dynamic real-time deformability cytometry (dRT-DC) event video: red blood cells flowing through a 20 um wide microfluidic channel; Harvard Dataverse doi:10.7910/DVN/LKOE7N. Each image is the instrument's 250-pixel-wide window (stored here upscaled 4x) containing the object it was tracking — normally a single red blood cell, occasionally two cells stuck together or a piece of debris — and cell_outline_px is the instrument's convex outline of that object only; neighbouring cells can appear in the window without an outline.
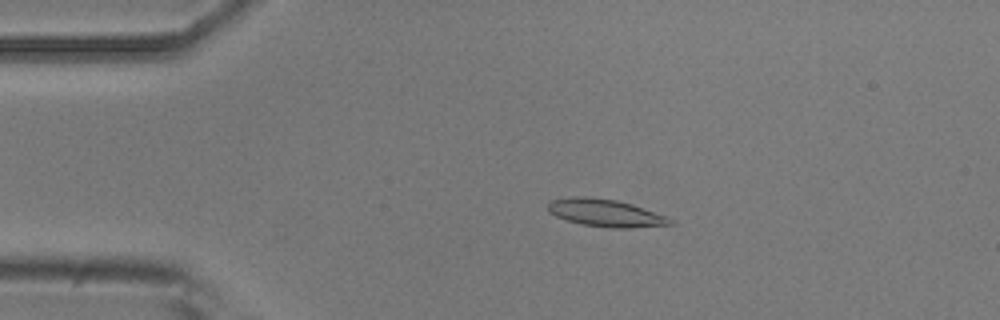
{"species": "common noctule bat (a hibernating species)", "species_latin": "Nyctalus noctula", "temperature_condition": "room temperature", "stored_images_in_passage": 53, "camera_frame_rate_fps": 3000, "um_per_image_px": 0.085, "animal": {"sex": "male", "body_mass_g": 20.5, "forearm_length_mm": 52.5}, "frame": {"image": 1, "passage_image": 10, "time_ms": 3.0, "image_size_px": [1000, 320], "cell_outline_px": [[676, 224], [632, 228], [612, 228], [580, 224], [556, 216], [548, 212], [548, 200], [572, 196], [588, 196], [616, 200], [632, 204], [668, 216], [676, 220]], "centroid_in_image_um": [51.51, 18.1], "position_along_channel_um": 33.5, "area_um2": 19.94}}
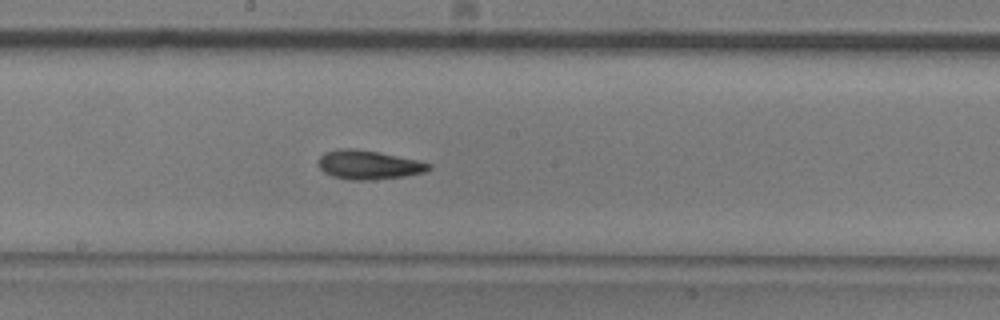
{"frame": {"image": 2, "passage_image": 28, "time_ms": 9.0, "image_size_px": [1000, 320], "cell_outline_px": [[432, 168], [424, 172], [404, 176], [372, 180], [352, 180], [332, 176], [324, 172], [316, 164], [316, 160], [324, 152], [340, 148], [352, 148], [380, 152], [420, 160], [432, 164]], "centroid_in_image_um": [31.31, 14.0], "position_along_channel_um": 216.9, "area_um2": 18.96}}
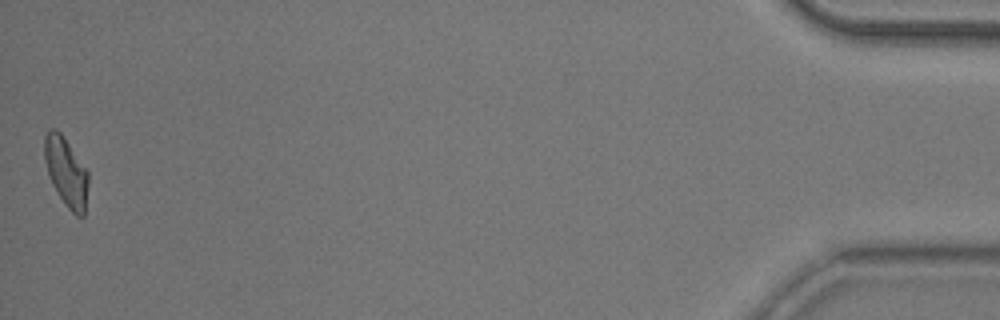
{"frame": {"image": 3, "passage_image": 53, "time_ms": 17.333, "image_size_px": [1000, 320], "cell_outline_px": [[88, 184], [84, 216], [76, 216], [68, 208], [52, 184], [48, 176], [44, 156], [44, 136], [48, 128], [56, 128], [60, 132], [88, 172]], "centroid_in_image_um": [5.6, 14.59], "position_along_channel_um": 429.6, "area_um2": 17.46}, "authors_computed_cell_mechanics": {"area_um2": 18.1492, "velocity_mm_per_s": 3.7085, "shape_relaxation_time_tau1_ms": 4.6195, "shape_relaxation_time_tau2_ms": 5.4267, "deformation_change_tau1": 0.1442, "deformation_change_tau2": 0.1121}}